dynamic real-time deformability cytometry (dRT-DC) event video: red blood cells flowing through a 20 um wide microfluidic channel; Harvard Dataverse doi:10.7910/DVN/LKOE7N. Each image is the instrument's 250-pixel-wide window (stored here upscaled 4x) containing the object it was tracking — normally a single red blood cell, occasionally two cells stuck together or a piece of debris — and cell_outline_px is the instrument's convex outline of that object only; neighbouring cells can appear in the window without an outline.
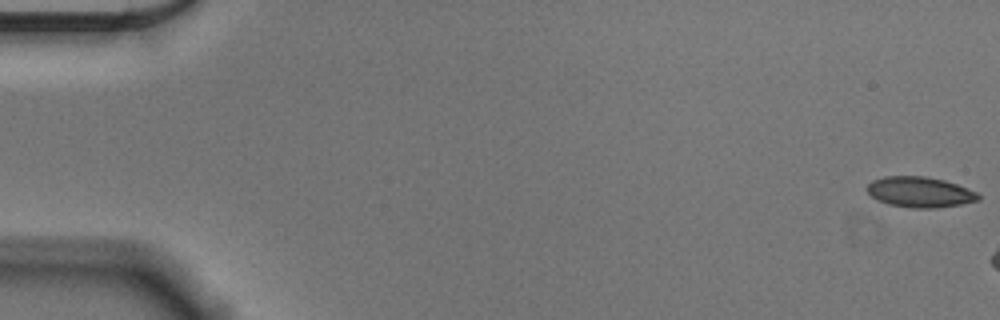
{"species": "Egyptian fruit bat (a non-hibernating species)", "species_latin": "Rousettus aegyptiacus", "temperature_condition": "cold", "stored_images_in_passage": 9, "camera_frame_rate_fps": 3000, "um_per_image_px": 0.085, "animal": {"sex": "male"}, "frame": {"image": 1, "passage_image": 1, "time_ms": 0.0, "image_size_px": [1000, 320], "cell_outline_px": [[980, 200], [960, 204], [932, 208], [912, 208], [888, 204], [876, 200], [864, 188], [872, 180], [884, 176], [924, 176], [944, 180], [968, 188], [976, 192], [980, 196]], "centroid_in_image_um": [78.15, 16.32], "position_along_channel_um": 6.8, "area_um2": 19.83}}